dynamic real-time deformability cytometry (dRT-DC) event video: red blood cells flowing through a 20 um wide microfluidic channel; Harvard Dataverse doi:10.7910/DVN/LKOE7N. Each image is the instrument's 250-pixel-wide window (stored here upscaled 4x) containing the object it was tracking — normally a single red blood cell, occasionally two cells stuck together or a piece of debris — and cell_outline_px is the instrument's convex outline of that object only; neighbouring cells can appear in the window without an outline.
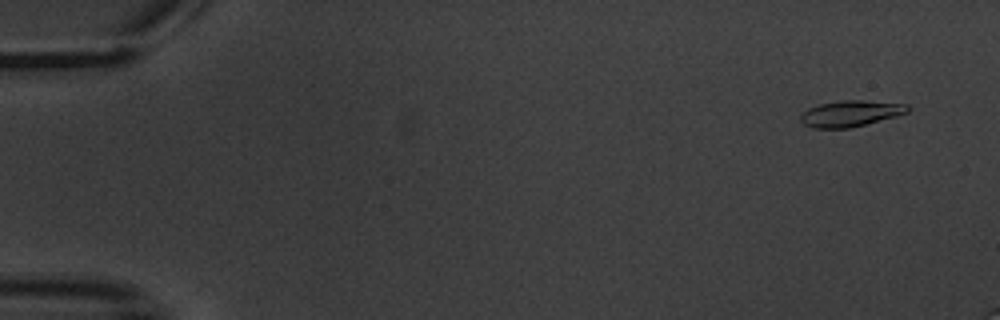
{"species": "common noctule bat (a hibernating species)", "species_latin": "Nyctalus noctula", "temperature_condition": "warm", "stored_images_in_passage": 5, "camera_frame_rate_fps": 3000, "um_per_image_px": 0.085, "animal": {"sex": "male", "body_mass_g": 20.1, "forearm_length_mm": 53.5}, "frame": {"image": 1, "passage_image": 2, "time_ms": 1.0, "image_size_px": [1000, 320], "cell_outline_px": [[912, 108], [908, 112], [896, 116], [848, 128], [812, 128], [804, 124], [800, 120], [800, 116], [808, 108], [820, 104], [844, 100], [864, 100], [908, 104]], "centroid_in_image_um": [72.32, 9.64], "position_along_channel_um": 12.7, "area_um2": 16.18}}